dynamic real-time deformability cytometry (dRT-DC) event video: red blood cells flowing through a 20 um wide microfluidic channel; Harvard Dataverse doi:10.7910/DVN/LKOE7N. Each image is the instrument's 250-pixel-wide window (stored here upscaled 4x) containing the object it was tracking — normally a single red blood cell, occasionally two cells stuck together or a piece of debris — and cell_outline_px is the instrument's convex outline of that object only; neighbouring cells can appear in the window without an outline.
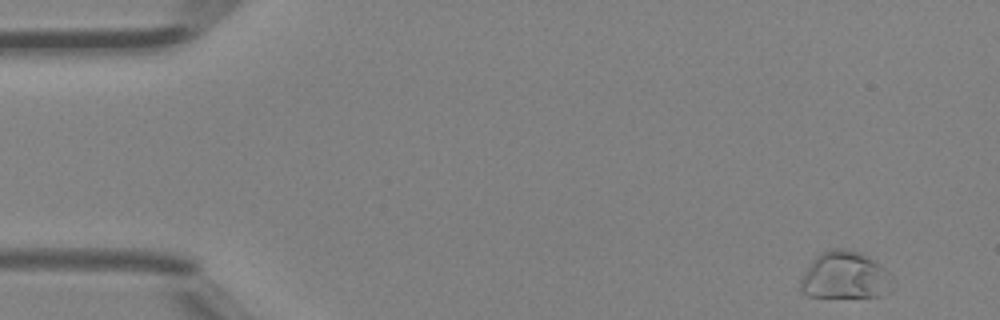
{"species": "Egyptian fruit bat (a non-hibernating species)", "species_latin": "Rousettus aegyptiacus", "temperature_condition": "room temperature", "stored_images_in_passage": 3, "camera_frame_rate_fps": 3000, "um_per_image_px": 0.085, "animal": {"sex": "female"}, "frame": {"image": 1, "passage_image": 1, "time_ms": 0.0, "image_size_px": [1000, 320], "cell_outline_px": [[884, 296], [808, 296], [800, 292], [800, 280], [816, 256], [820, 252], [828, 248], [844, 248], [860, 252], [884, 268]], "centroid_in_image_um": [71.65, 23.38], "position_along_channel_um": 13.4, "area_um2": 24.1}}